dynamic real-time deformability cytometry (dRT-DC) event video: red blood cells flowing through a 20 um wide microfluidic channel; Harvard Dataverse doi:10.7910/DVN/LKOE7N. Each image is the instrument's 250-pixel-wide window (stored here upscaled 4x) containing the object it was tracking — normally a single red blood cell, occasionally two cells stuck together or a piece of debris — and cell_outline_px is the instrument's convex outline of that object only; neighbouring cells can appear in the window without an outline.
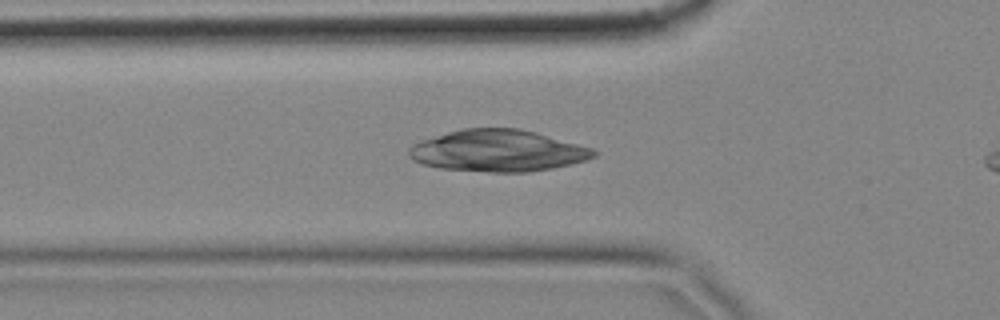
{"species": "common noctule bat (a hibernating species)", "species_latin": "Nyctalus noctula", "temperature_condition": "cold", "stored_images_in_passage": 44, "camera_frame_rate_fps": 3000, "um_per_image_px": 0.085, "animal": {"sex": "female", "body_mass_g": 18.4}, "frame": {"image": 1, "passage_image": 13, "time_ms": 4.0, "image_size_px": [1000, 320], "cell_outline_px": [[596, 156], [588, 160], [572, 164], [552, 168], [528, 172], [488, 172], [440, 168], [420, 164], [412, 160], [408, 156], [408, 148], [412, 144], [420, 140], [448, 132], [464, 128], [520, 128], [536, 132], [592, 148], [596, 152]], "centroid_in_image_um": [42.29, 12.82], "position_along_channel_um": 83.5, "area_um2": 45.14}}
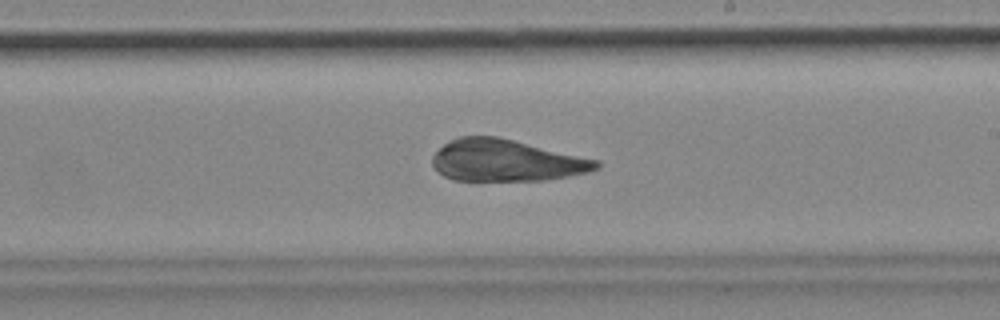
{"frame": {"image": 2, "passage_image": 27, "time_ms": 8.667, "image_size_px": [1000, 320], "cell_outline_px": [[600, 168], [588, 172], [568, 176], [544, 180], [452, 180], [444, 176], [432, 164], [432, 156], [448, 140], [460, 136], [496, 136], [600, 160]], "centroid_in_image_um": [43.03, 13.64], "position_along_channel_um": 246.0, "area_um2": 39.77}}
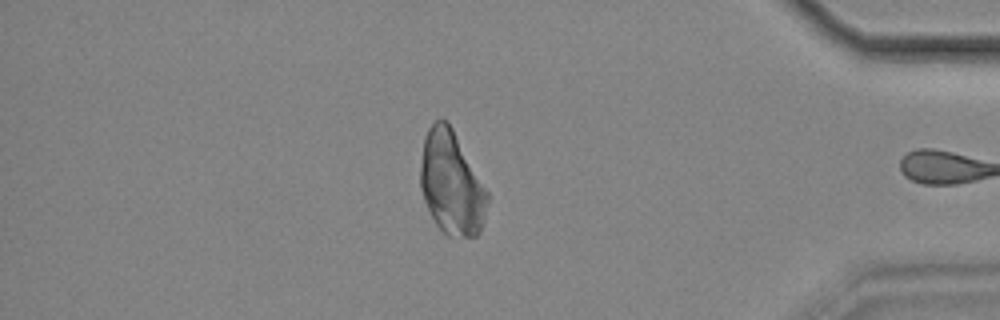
{"frame": {"image": 3, "passage_image": 43, "time_ms": 14.0, "image_size_px": [1000, 320], "cell_outline_px": [[488, 200], [480, 232], [476, 236], [448, 236], [436, 224], [424, 200], [420, 188], [420, 168], [424, 136], [428, 128], [436, 120], [448, 120], [488, 192]], "centroid_in_image_um": [38.36, 15.55], "position_along_channel_um": 396.8, "area_um2": 40.06}}